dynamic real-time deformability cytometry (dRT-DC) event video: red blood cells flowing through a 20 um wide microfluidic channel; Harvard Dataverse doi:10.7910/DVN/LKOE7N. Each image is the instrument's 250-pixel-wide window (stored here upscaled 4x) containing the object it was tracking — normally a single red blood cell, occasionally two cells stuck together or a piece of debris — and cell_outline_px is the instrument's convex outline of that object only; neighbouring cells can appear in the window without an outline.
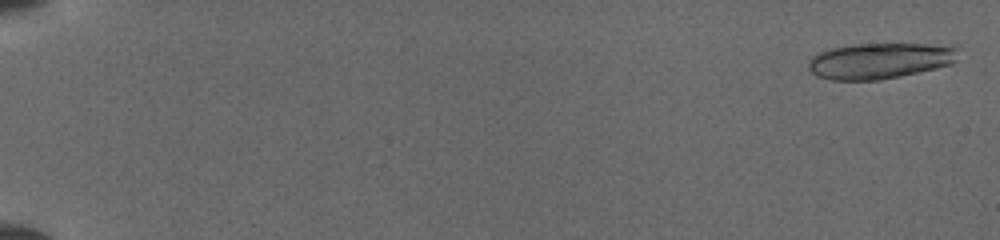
{"species": "common noctule bat (a hibernating species)", "species_latin": "Nyctalus noctula", "temperature_condition": "cold", "stored_images_in_passage": 34, "segment_of_instrument_passage": [1, 2], "camera_frame_rate_fps": 3000, "um_per_image_px": 0.085, "animal": {"sex": "female", "body_mass_g": 19.5, "forearm_length_mm": 54.1}, "frame": {"image": 1, "passage_image": 1, "time_ms": 0.0, "image_size_px": [1000, 240], "cell_outline_px": [[956, 60], [952, 64], [936, 68], [900, 76], [880, 80], [832, 80], [816, 76], [808, 68], [808, 60], [812, 56], [820, 52], [832, 48], [852, 44], [924, 44], [956, 48]], "centroid_in_image_um": [74.71, 5.18], "position_along_channel_um": 10.3, "area_um2": 31.04}}